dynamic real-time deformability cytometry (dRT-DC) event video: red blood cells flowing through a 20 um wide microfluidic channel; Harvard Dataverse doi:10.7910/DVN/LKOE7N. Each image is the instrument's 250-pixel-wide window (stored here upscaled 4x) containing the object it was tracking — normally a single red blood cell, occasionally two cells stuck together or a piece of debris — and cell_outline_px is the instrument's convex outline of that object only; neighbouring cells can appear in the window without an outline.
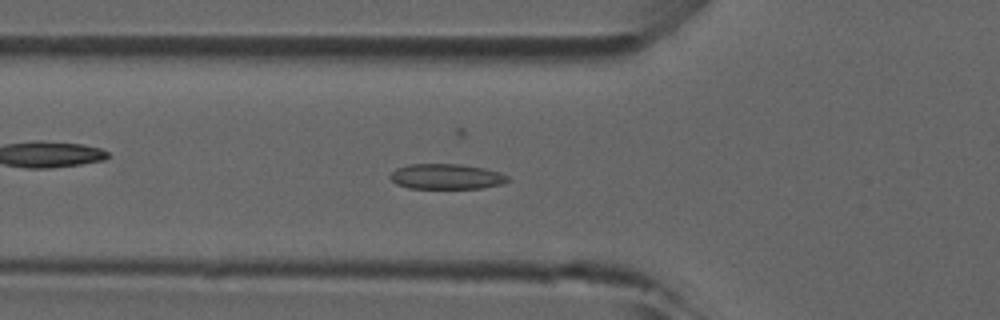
{"species": "common noctule bat (a hibernating species)", "species_latin": "Nyctalus noctula", "temperature_condition": "room temperature", "stored_images_in_passage": 37, "camera_frame_rate_fps": 3000, "um_per_image_px": 0.085, "animal": {"sex": "male", "forearm_length_mm": 52.5}, "frame": {"image": 1, "passage_image": 16, "time_ms": 5.0, "image_size_px": [1000, 320], "cell_outline_px": [[508, 180], [504, 184], [484, 188], [408, 188], [396, 184], [388, 176], [396, 168], [408, 164], [460, 164], [484, 168], [500, 172], [508, 176]], "centroid_in_image_um": [37.94, 15.01], "position_along_channel_um": 87.9, "area_um2": 17.46}}